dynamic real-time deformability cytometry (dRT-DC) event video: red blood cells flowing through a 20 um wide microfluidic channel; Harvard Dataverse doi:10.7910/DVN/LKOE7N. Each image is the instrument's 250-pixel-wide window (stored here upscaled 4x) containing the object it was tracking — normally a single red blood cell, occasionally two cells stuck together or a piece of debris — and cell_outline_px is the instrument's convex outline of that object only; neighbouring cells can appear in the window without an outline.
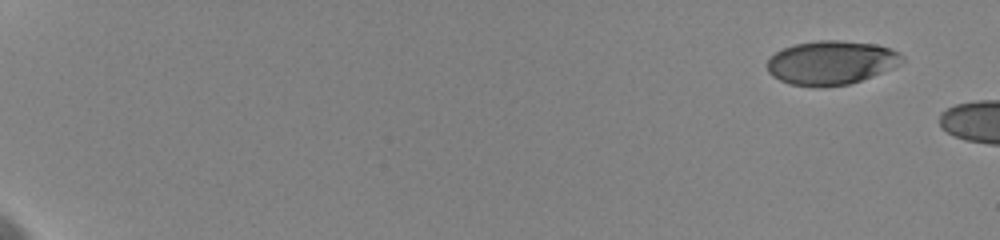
{"species": "human", "species_latin": "Homo sapiens", "temperature_condition": "cold", "stored_images_in_passage": 5, "camera_frame_rate_fps": 3000, "um_per_image_px": 0.085, "donor": {"sex": "female"}, "frame": {"image": 1, "passage_image": 1, "time_ms": 0.0, "image_size_px": [1000, 240], "cell_outline_px": [[904, 60], [900, 64], [892, 68], [860, 80], [848, 84], [792, 84], [780, 80], [772, 76], [768, 72], [768, 60], [776, 52], [784, 48], [796, 44], [820, 40], [840, 40], [876, 44], [892, 48], [900, 52], [904, 56]], "centroid_in_image_um": [70.7, 5.28], "position_along_channel_um": 14.3, "area_um2": 33.7}}